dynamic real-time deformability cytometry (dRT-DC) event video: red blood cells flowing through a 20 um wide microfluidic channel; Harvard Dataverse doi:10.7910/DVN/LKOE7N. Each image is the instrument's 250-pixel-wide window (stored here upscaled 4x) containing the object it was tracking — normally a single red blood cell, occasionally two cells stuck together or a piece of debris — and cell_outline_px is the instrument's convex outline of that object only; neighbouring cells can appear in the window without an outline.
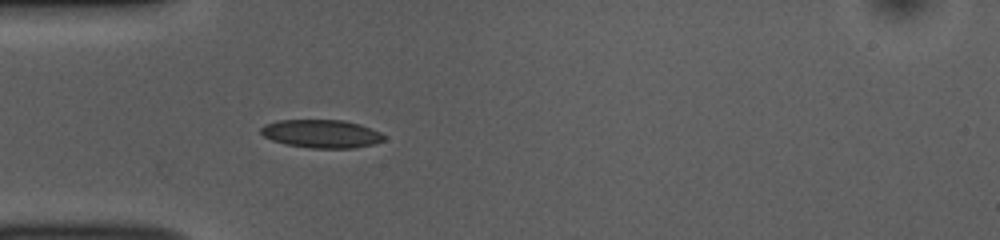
{"species": "common noctule bat (a hibernating species)", "species_latin": "Nyctalus noctula", "temperature_condition": "room temperature", "stored_images_in_passage": 3, "camera_frame_rate_fps": 3000, "um_per_image_px": 0.085, "animal": {"sex": "female", "body_mass_g": 10.0, "forearm_length_mm": 53.1}, "frame": {"image": 1, "passage_image": 1, "time_ms": 0.0, "image_size_px": [1000, 240], "cell_outline_px": [[384, 140], [372, 144], [356, 148], [312, 148], [288, 144], [272, 140], [264, 136], [260, 132], [260, 128], [264, 124], [276, 120], [344, 120], [360, 124], [380, 132], [384, 136]], "centroid_in_image_um": [27.31, 11.36], "position_along_channel_um": 57.7, "area_um2": 20.17}}